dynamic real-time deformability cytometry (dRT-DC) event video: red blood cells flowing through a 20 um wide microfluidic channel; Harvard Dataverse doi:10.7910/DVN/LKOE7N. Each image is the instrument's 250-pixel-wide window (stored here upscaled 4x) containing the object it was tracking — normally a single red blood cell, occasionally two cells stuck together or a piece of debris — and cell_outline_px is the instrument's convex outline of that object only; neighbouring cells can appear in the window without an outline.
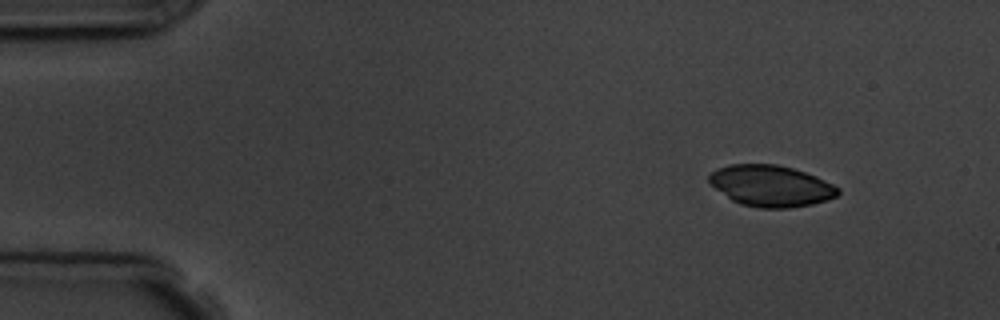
{"species": "common noctule bat (a hibernating species)", "species_latin": "Nyctalus noctula", "temperature_condition": "room temperature", "stored_images_in_passage": 5, "camera_frame_rate_fps": 3000, "um_per_image_px": 0.085, "animal": {"sex": "male", "body_mass_g": 19.5, "forearm_length_mm": 54.6}, "frame": {"image": 1, "passage_image": 1, "time_ms": 0.0, "image_size_px": [1000, 320], "cell_outline_px": [[840, 192], [836, 196], [828, 200], [812, 204], [788, 208], [760, 208], [740, 204], [732, 200], [716, 188], [708, 180], [708, 176], [716, 168], [728, 164], [776, 164], [792, 168], [816, 176], [840, 188]], "centroid_in_image_um": [65.53, 15.8], "position_along_channel_um": 19.5, "area_um2": 30.92}}